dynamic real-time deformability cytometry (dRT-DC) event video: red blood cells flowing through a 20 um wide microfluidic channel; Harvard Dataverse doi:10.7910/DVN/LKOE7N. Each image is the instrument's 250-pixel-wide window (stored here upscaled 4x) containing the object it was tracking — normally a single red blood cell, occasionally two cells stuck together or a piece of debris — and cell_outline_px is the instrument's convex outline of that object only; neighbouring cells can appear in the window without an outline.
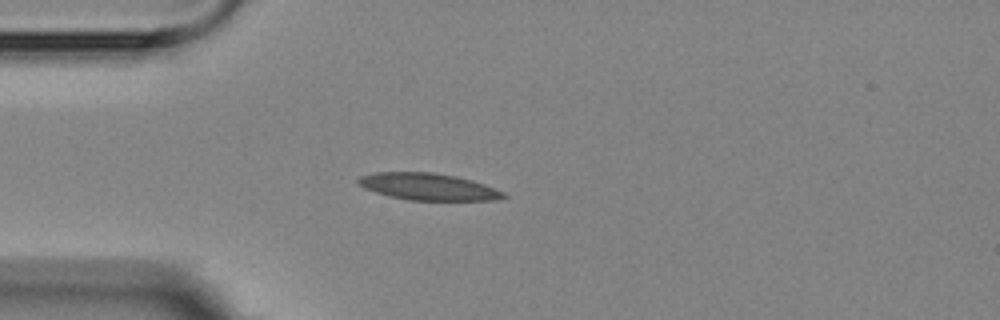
{"species": "Egyptian fruit bat (a non-hibernating species)", "species_latin": "Rousettus aegyptiacus", "temperature_condition": "room temperature", "stored_images_in_passage": 5, "camera_frame_rate_fps": 3000, "um_per_image_px": 0.085, "animal": {"sex": "female"}, "frame": {"image": 1, "passage_image": 5, "time_ms": 4.333, "image_size_px": [1000, 320], "cell_outline_px": [[508, 196], [496, 200], [408, 200], [388, 196], [364, 188], [356, 184], [356, 180], [360, 176], [376, 172], [432, 172], [456, 176], [472, 180], [484, 184], [504, 192]], "centroid_in_image_um": [36.36, 15.87], "position_along_channel_um": 48.6, "area_um2": 22.83}}